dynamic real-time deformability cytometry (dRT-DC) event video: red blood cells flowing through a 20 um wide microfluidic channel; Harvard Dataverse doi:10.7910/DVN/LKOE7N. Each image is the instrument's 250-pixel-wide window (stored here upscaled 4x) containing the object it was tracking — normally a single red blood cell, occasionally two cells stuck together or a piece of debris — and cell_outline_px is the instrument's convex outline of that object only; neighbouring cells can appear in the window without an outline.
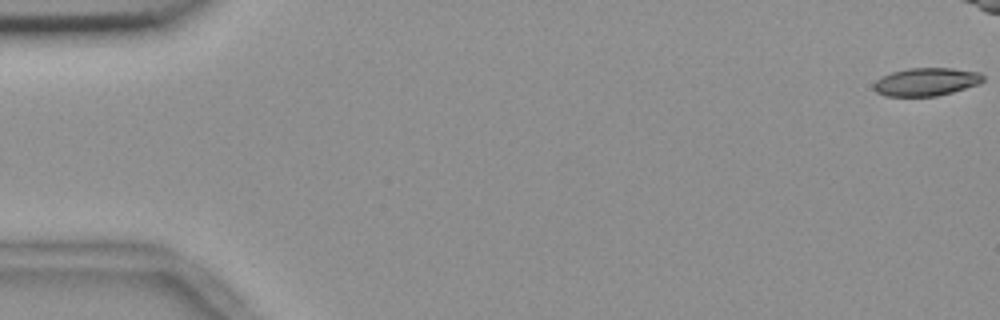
{"species": "common noctule bat (a hibernating species)", "species_latin": "Nyctalus noctula", "temperature_condition": "room temperature", "stored_images_in_passage": 46, "camera_frame_rate_fps": 3000, "um_per_image_px": 0.085, "animal": {"sex": "female", "body_mass_g": 18.4}, "frame": {"image": 1, "passage_image": 1, "time_ms": 0.0, "image_size_px": [1000, 320], "cell_outline_px": [[984, 80], [980, 84], [952, 92], [936, 96], [884, 96], [876, 92], [872, 88], [872, 84], [880, 76], [892, 72], [908, 68], [952, 68], [980, 72], [984, 76]], "centroid_in_image_um": [78.7, 6.95], "position_along_channel_um": 6.3, "area_um2": 18.09}}
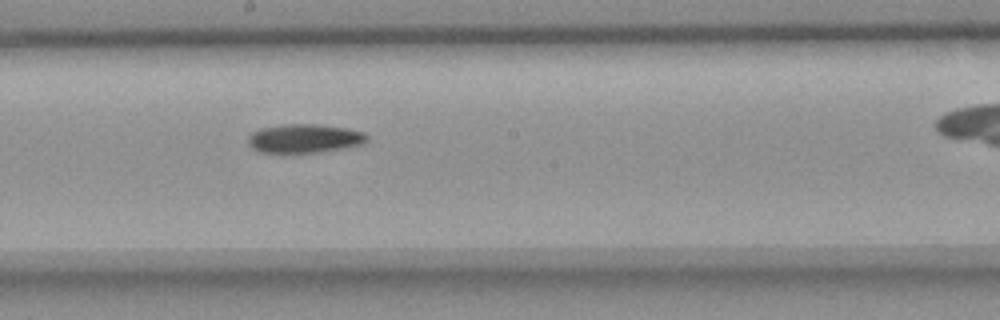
{"frame": {"image": 2, "passage_image": 31, "time_ms": 10.0, "image_size_px": [1000, 320], "cell_outline_px": [[368, 140], [364, 144], [344, 148], [320, 152], [260, 152], [252, 148], [248, 144], [248, 136], [252, 132], [260, 128], [284, 124], [320, 124], [344, 128], [364, 132], [368, 136]], "centroid_in_image_um": [25.88, 11.76], "position_along_channel_um": 222.3, "area_um2": 20.0}}
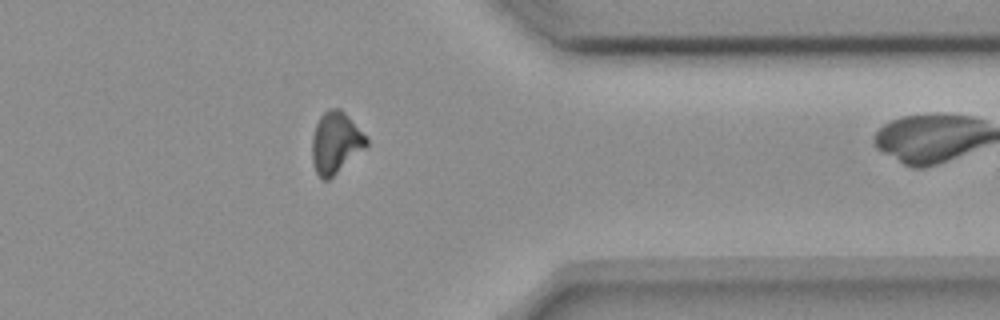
{"frame": {"image": 3, "passage_image": 45, "time_ms": 14.667, "image_size_px": [1000, 320], "cell_outline_px": [[368, 144], [364, 148], [328, 180], [324, 180], [316, 172], [312, 160], [312, 136], [316, 124], [320, 116], [324, 112], [332, 108], [340, 108], [344, 112], [368, 140]], "centroid_in_image_um": [28.49, 12.12], "position_along_channel_um": 382.9, "area_um2": 18.9}}